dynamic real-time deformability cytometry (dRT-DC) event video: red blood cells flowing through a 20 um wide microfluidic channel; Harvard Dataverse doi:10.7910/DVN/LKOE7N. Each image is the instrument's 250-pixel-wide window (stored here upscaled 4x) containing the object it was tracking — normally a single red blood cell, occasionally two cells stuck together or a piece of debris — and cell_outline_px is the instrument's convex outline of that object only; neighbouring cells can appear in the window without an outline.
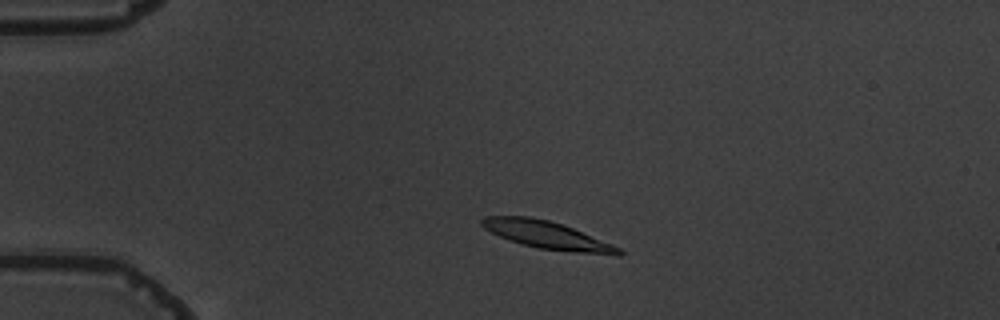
{"species": "common noctule bat (a hibernating species)", "species_latin": "Nyctalus noctula", "temperature_condition": "warm", "stored_images_in_passage": 5, "segment_of_instrument_passage": [1, 2], "camera_frame_rate_fps": 3000, "um_per_image_px": 0.085, "animal": {"sex": "male", "body_mass_g": 19.5, "forearm_length_mm": 54.6}, "frame": {"image": 1, "passage_image": 3, "time_ms": 2.333, "image_size_px": [1000, 320], "cell_outline_px": [[624, 252], [620, 256], [616, 256], [572, 252], [536, 248], [500, 236], [484, 228], [480, 224], [480, 220], [484, 216], [528, 216], [548, 220], [564, 224], [612, 244], [620, 248]], "centroid_in_image_um": [46.56, 19.99], "position_along_channel_um": 38.4, "area_um2": 22.08}}